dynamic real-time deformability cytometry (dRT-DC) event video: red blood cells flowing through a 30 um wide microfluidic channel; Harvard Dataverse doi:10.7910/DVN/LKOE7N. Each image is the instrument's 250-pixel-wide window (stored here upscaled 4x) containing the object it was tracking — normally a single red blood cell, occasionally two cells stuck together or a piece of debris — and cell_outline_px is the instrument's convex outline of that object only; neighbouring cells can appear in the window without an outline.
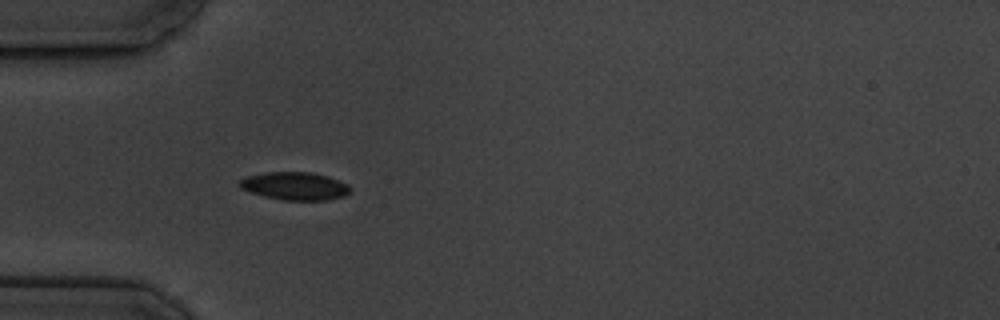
{"species": "common noctule bat (a hibernating species)", "species_latin": "Nyctalus noctula", "temperature_condition": "cold", "stored_images_in_passage": 5, "camera_frame_rate_fps": 3000, "um_per_image_px": 0.085, "animal": {"sex": "male", "body_mass_g": 19.5, "forearm_length_mm": 54.6}, "frame": {"image": 1, "passage_image": 5, "time_ms": 4.667, "image_size_px": [1000, 320], "cell_outline_px": [[352, 192], [344, 196], [328, 200], [284, 200], [264, 196], [240, 188], [240, 180], [248, 176], [264, 172], [312, 172], [328, 176], [348, 184], [352, 188]], "centroid_in_image_um": [25.13, 15.81], "position_along_channel_um": 59.9, "area_um2": 18.03}}